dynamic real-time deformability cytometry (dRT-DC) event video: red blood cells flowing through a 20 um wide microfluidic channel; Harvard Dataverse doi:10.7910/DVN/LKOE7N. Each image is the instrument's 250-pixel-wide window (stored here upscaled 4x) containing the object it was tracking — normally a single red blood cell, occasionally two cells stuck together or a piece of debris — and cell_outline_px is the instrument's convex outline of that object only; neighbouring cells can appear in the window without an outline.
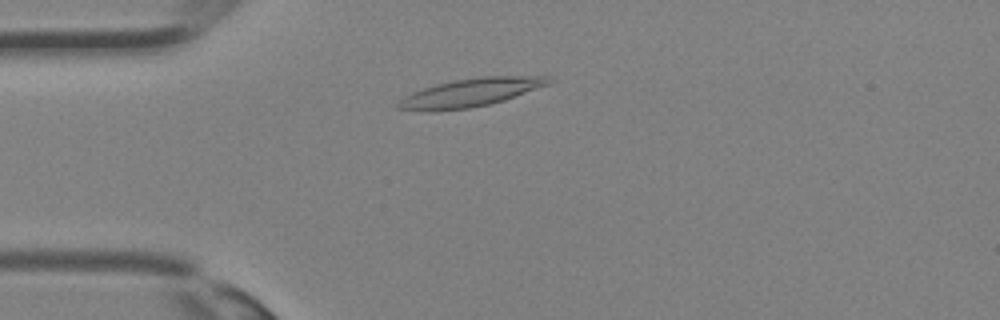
{"species": "Egyptian fruit bat (a non-hibernating species)", "species_latin": "Rousettus aegyptiacus", "temperature_condition": "room temperature", "stored_images_in_passage": 14, "camera_frame_rate_fps": 3000, "um_per_image_px": 0.085, "animal": {"sex": "female"}, "frame": {"image": 1, "passage_image": 6, "time_ms": 1.667, "image_size_px": [1000, 320], "cell_outline_px": [[556, 80], [548, 84], [504, 100], [492, 104], [468, 108], [432, 112], [396, 108], [396, 104], [404, 96], [412, 92], [436, 84], [452, 80], [480, 76], [548, 76]], "centroid_in_image_um": [39.98, 7.87], "position_along_channel_um": 45.0, "area_um2": 24.85}}
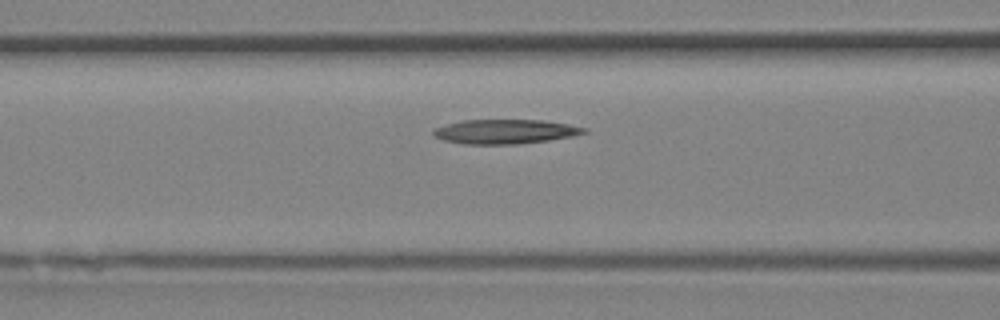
{"frame": {"image": 2, "passage_image": 11, "time_ms": 3.333, "image_size_px": [1000, 320], "cell_outline_px": [[588, 132], [572, 136], [548, 140], [516, 144], [464, 144], [444, 140], [436, 136], [432, 132], [436, 128], [460, 120], [544, 120], [568, 124], [588, 128]], "centroid_in_image_um": [42.98, 11.18], "position_along_channel_um": 123.6, "area_um2": 21.27}}
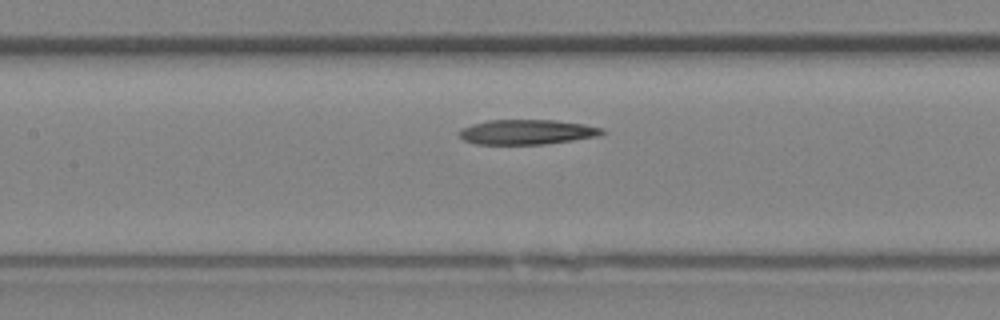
{"frame": {"image": 3, "passage_image": 13, "time_ms": 4.0, "image_size_px": [1000, 320], "cell_outline_px": [[604, 132], [600, 136], [544, 144], [476, 144], [464, 140], [456, 132], [460, 128], [472, 124], [488, 120], [556, 120], [584, 124], [604, 128]], "centroid_in_image_um": [44.77, 11.21], "position_along_channel_um": 162.6, "area_um2": 20.81}}